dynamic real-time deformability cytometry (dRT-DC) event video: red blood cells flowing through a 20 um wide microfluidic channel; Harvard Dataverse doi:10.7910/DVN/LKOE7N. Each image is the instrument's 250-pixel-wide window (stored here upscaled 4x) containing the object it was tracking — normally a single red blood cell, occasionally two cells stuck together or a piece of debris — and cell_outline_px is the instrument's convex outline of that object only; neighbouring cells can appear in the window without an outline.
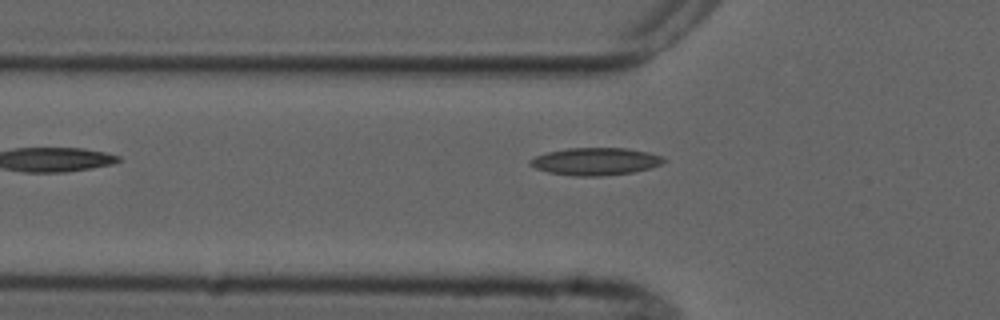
{"species": "common noctule bat (a hibernating species)", "species_latin": "Nyctalus noctula", "temperature_condition": "cold", "stored_images_in_passage": 5, "camera_frame_rate_fps": 3000, "um_per_image_px": 0.085, "animal": {"sex": "male", "forearm_length_mm": 52.5}, "frame": {"image": 1, "passage_image": 4, "time_ms": 3.667, "image_size_px": [1000, 320], "cell_outline_px": [[668, 160], [652, 168], [632, 172], [600, 176], [576, 176], [548, 172], [536, 168], [528, 164], [528, 160], [536, 156], [548, 152], [568, 148], [628, 148], [648, 152], [660, 156]], "centroid_in_image_um": [50.62, 13.72], "position_along_channel_um": 75.2, "area_um2": 21.33}}
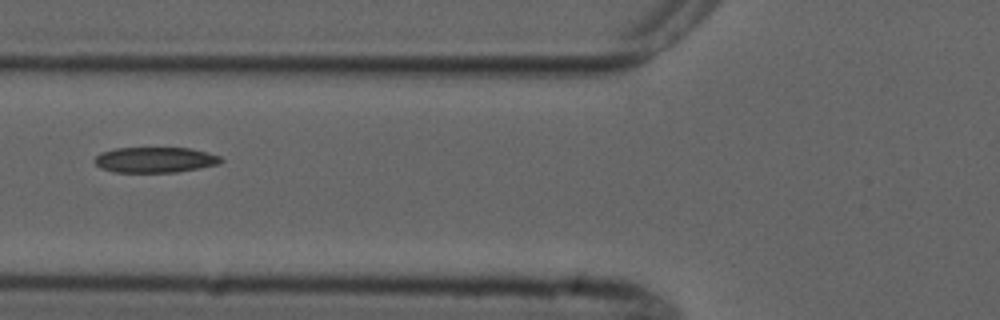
{"frame": {"image": 2, "passage_image": 5, "time_ms": 4.667, "image_size_px": [1000, 320], "cell_outline_px": [[224, 160], [216, 164], [176, 172], [112, 172], [100, 168], [92, 160], [100, 152], [116, 148], [192, 148], [220, 156]], "centroid_in_image_um": [13.12, 13.58], "position_along_channel_um": 112.7, "area_um2": 18.73}}